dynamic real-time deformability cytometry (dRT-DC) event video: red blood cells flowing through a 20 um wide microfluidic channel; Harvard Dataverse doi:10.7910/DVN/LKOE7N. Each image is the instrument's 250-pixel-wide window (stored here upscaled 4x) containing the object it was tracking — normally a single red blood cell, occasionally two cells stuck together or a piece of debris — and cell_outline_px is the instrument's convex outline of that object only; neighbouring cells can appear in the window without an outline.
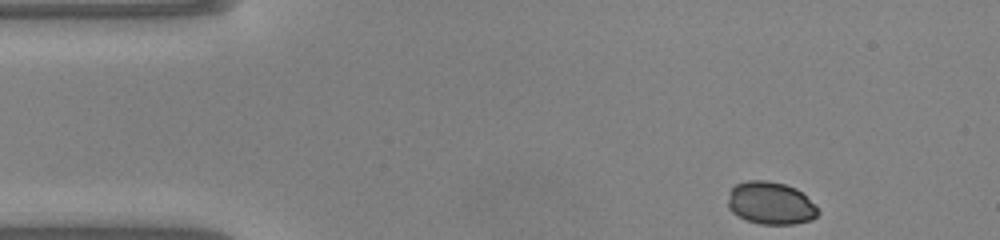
{"species": "common noctule bat (a hibernating species)", "species_latin": "Nyctalus noctula", "temperature_condition": "warm", "stored_images_in_passage": 44, "camera_frame_rate_fps": 3000, "um_per_image_px": 0.085, "animal": {"sex": "male", "body_mass_g": 20.0, "forearm_length_mm": 53.3}, "frame": {"image": 1, "passage_image": 1, "time_ms": 0.0, "image_size_px": [1000, 240], "cell_outline_px": [[820, 212], [812, 220], [792, 224], [760, 224], [748, 220], [732, 212], [728, 208], [728, 192], [736, 184], [748, 180], [768, 180], [784, 184], [796, 188], [816, 204]], "centroid_in_image_um": [65.52, 17.26], "position_along_channel_um": 19.5, "area_um2": 22.48}}
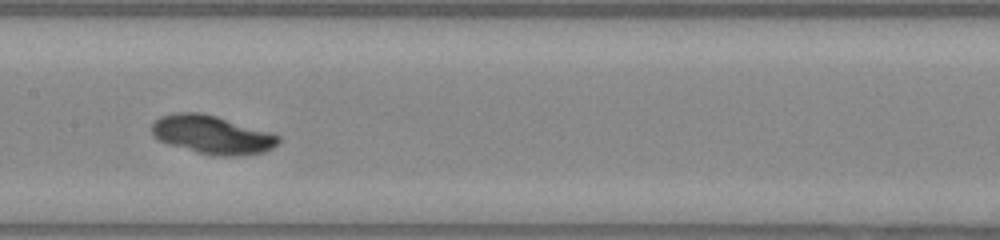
{"frame": {"image": 2, "passage_image": 19, "time_ms": 6.0, "image_size_px": [1000, 240], "cell_outline_px": [[280, 140], [272, 148], [264, 152], [244, 156], [212, 156], [196, 152], [168, 144], [152, 136], [152, 124], [160, 116], [176, 112], [200, 112], [216, 116], [272, 132], [280, 136]], "centroid_in_image_um": [18.04, 11.46], "position_along_channel_um": 189.4, "area_um2": 28.61}}
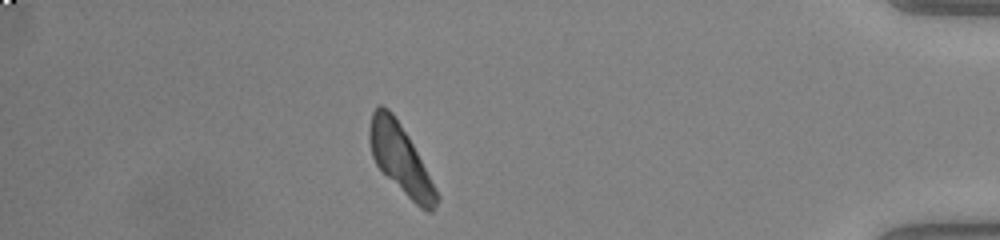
{"frame": {"image": 3, "passage_image": 38, "time_ms": 12.333, "image_size_px": [1000, 240], "cell_outline_px": [[440, 200], [432, 212], [428, 212], [420, 208], [376, 164], [372, 156], [368, 140], [368, 128], [372, 112], [380, 104], [388, 108], [392, 112], [408, 136], [440, 196]], "centroid_in_image_um": [34.03, 13.5], "position_along_channel_um": 401.2, "area_um2": 26.47}}